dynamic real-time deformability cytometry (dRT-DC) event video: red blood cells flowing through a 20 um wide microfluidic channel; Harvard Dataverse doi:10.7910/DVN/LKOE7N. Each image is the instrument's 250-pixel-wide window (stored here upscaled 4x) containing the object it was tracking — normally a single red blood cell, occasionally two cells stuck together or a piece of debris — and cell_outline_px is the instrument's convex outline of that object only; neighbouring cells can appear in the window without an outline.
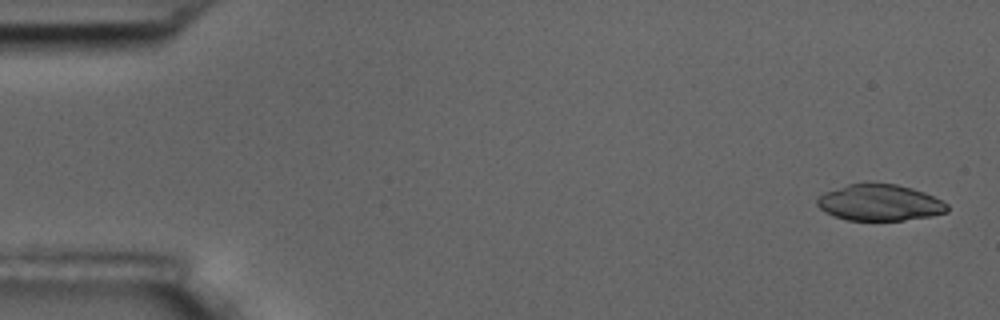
{"species": "common noctule bat (a hibernating species)", "species_latin": "Nyctalus noctula", "temperature_condition": "room temperature", "stored_images_in_passage": 5, "camera_frame_rate_fps": 3000, "um_per_image_px": 0.085, "animal": {"sex": "male", "body_mass_g": 17.5, "forearm_length_mm": 52.3}, "frame": {"image": 1, "passage_image": 1, "time_ms": 0.0, "image_size_px": [1000, 320], "cell_outline_px": [[948, 212], [932, 216], [904, 220], [848, 220], [832, 216], [824, 212], [816, 204], [816, 200], [824, 192], [848, 184], [868, 180], [896, 184], [912, 188], [924, 192], [948, 204]], "centroid_in_image_um": [74.74, 17.2], "position_along_channel_um": 10.3, "area_um2": 28.09}}